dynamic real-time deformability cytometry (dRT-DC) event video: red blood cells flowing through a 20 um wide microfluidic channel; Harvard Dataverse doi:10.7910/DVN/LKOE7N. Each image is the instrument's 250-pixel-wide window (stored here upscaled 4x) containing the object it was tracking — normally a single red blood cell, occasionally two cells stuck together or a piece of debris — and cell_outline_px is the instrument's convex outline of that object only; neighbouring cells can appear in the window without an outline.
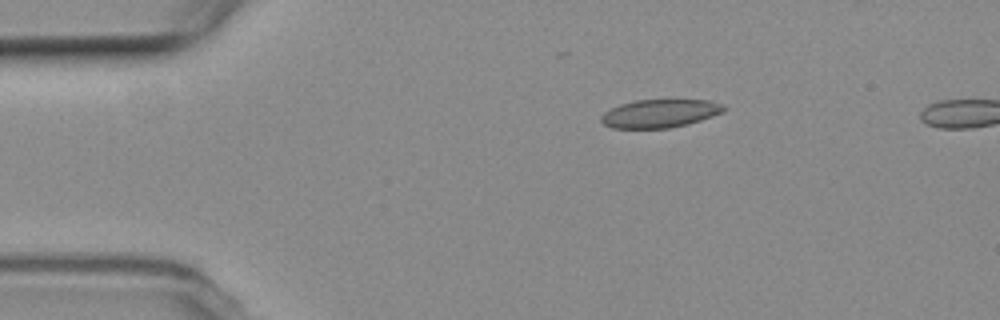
{"species": "common noctule bat (a hibernating species)", "species_latin": "Nyctalus noctula", "temperature_condition": "room temperature", "stored_images_in_passage": 6, "segment_of_instrument_passage": [1, 2], "camera_frame_rate_fps": 3000, "um_per_image_px": 0.085, "animal": {"sex": "female", "body_mass_g": 19.3, "forearm_length_mm": 54.1}, "frame": {"image": 1, "passage_image": 3, "time_ms": 2.667, "image_size_px": [1000, 320], "cell_outline_px": [[728, 108], [724, 112], [688, 124], [668, 128], [612, 128], [604, 124], [600, 120], [600, 116], [604, 112], [620, 104], [636, 100], [708, 100], [724, 104]], "centroid_in_image_um": [56.11, 9.64], "position_along_channel_um": 28.9, "area_um2": 20.23}}